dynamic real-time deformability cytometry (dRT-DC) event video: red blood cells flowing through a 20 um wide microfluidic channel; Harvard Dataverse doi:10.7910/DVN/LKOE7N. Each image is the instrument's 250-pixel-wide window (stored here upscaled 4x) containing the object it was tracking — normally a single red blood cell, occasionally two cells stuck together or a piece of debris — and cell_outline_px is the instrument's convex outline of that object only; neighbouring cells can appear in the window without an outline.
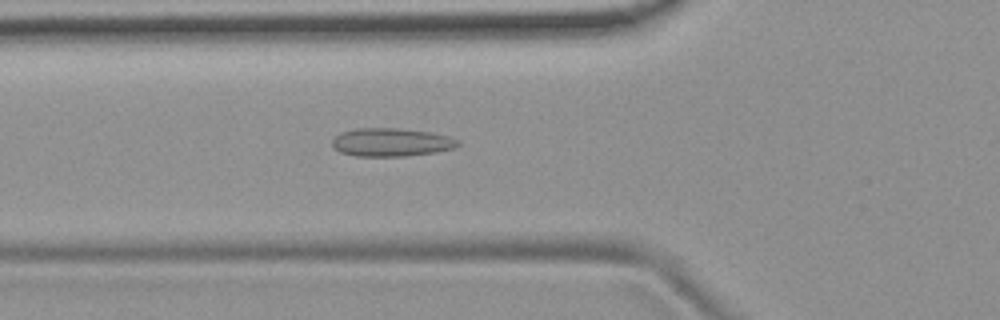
{"species": "common noctule bat (a hibernating species)", "species_latin": "Nyctalus noctula", "temperature_condition": "room temperature", "stored_images_in_passage": 53, "camera_frame_rate_fps": 3000, "um_per_image_px": 0.085, "animal": {"sex": "female", "body_mass_g": 19.9}, "frame": {"image": 1, "passage_image": 19, "time_ms": 6.0, "image_size_px": [1000, 320], "cell_outline_px": [[460, 144], [456, 148], [436, 152], [404, 156], [356, 156], [340, 152], [332, 144], [332, 140], [340, 132], [356, 128], [400, 128], [432, 132], [448, 136], [460, 140]], "centroid_in_image_um": [33.29, 12.08], "position_along_channel_um": 92.5, "area_um2": 20.87}}
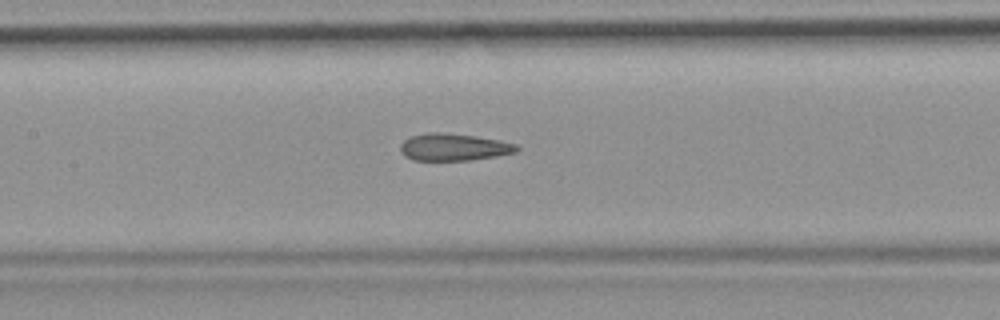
{"frame": {"image": 2, "passage_image": 25, "time_ms": 8.0, "image_size_px": [1000, 320], "cell_outline_px": [[520, 148], [516, 152], [496, 156], [472, 160], [412, 160], [404, 156], [400, 152], [400, 144], [408, 136], [424, 132], [444, 132], [476, 136], [500, 140], [516, 144]], "centroid_in_image_um": [38.52, 12.49], "position_along_channel_um": 168.9, "area_um2": 18.73}}
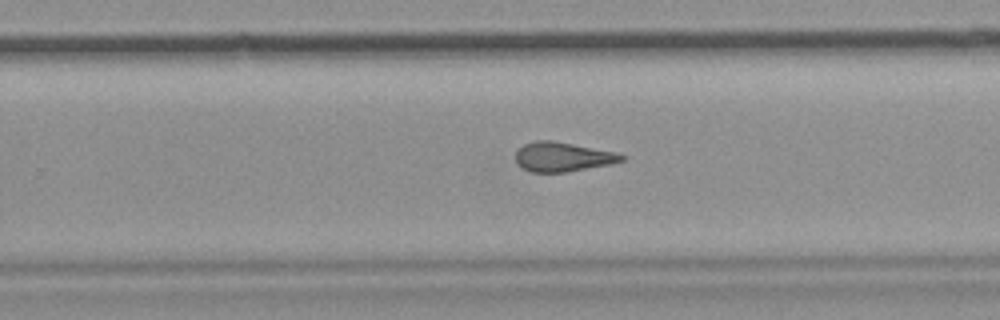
{"frame": {"image": 3, "passage_image": 34, "time_ms": 11.0, "image_size_px": [1000, 320], "cell_outline_px": [[628, 156], [624, 160], [612, 164], [568, 172], [532, 172], [516, 164], [516, 152], [524, 144], [536, 140], [552, 140], [616, 152]], "centroid_in_image_um": [47.86, 13.33], "position_along_channel_um": 281.9, "area_um2": 18.26}, "authors_computed_cell_mechanics": {"area_um2": 19.4208, "velocity_mm_per_s": 3.7909, "shape_relaxation_time_tau1_ms": null, "shape_relaxation_time_tau2_ms": 2.3339, "deformation_change_tau1": null, "deformation_change_tau2": 0.104}}